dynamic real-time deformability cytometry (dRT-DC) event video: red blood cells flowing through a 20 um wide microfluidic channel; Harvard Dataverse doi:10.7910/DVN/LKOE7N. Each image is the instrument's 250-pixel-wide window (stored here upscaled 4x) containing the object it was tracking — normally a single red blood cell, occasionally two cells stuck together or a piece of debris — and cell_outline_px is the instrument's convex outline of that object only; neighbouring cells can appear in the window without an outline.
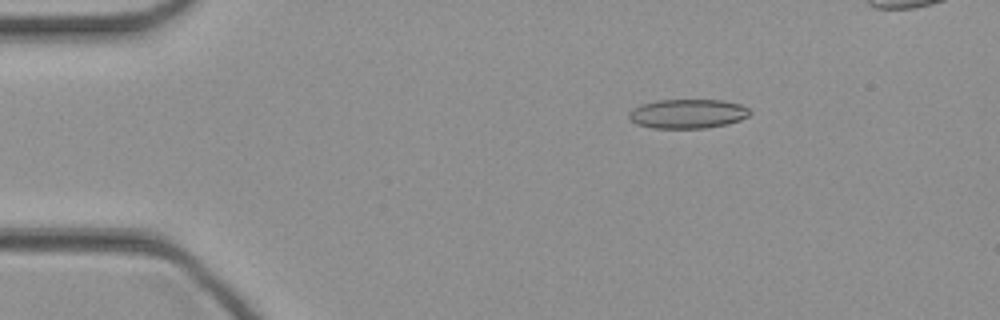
{"species": "common noctule bat (a hibernating species)", "species_latin": "Nyctalus noctula", "temperature_condition": "cold", "stored_images_in_passage": 43, "camera_frame_rate_fps": 3000, "um_per_image_px": 0.085, "animal": {"sex": "female", "body_mass_g": 21.9}, "frame": {"image": 1, "passage_image": 8, "time_ms": 2.333, "image_size_px": [1000, 320], "cell_outline_px": [[752, 112], [748, 116], [740, 120], [728, 124], [704, 128], [652, 128], [636, 124], [628, 116], [628, 112], [632, 108], [640, 104], [656, 100], [724, 100], [740, 104], [748, 108]], "centroid_in_image_um": [58.44, 9.66], "position_along_channel_um": 26.6, "area_um2": 20.81}}
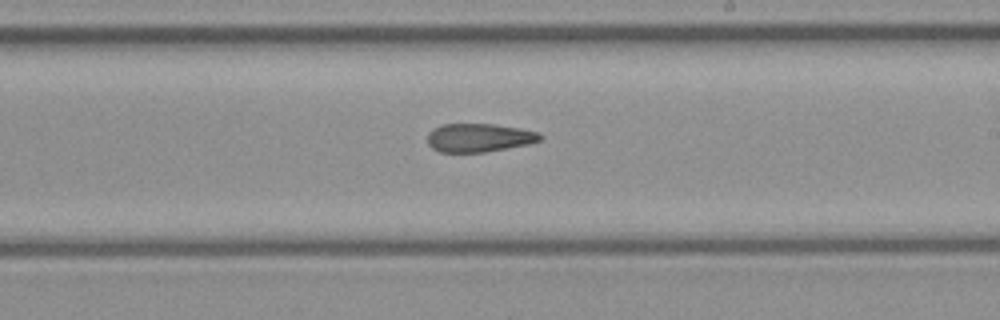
{"frame": {"image": 2, "passage_image": 27, "time_ms": 8.667, "image_size_px": [1000, 320], "cell_outline_px": [[544, 136], [540, 140], [528, 144], [484, 152], [440, 152], [432, 148], [428, 144], [428, 132], [432, 128], [440, 124], [492, 124], [520, 128], [540, 132]], "centroid_in_image_um": [40.71, 11.69], "position_along_channel_um": 248.3, "area_um2": 18.79}}
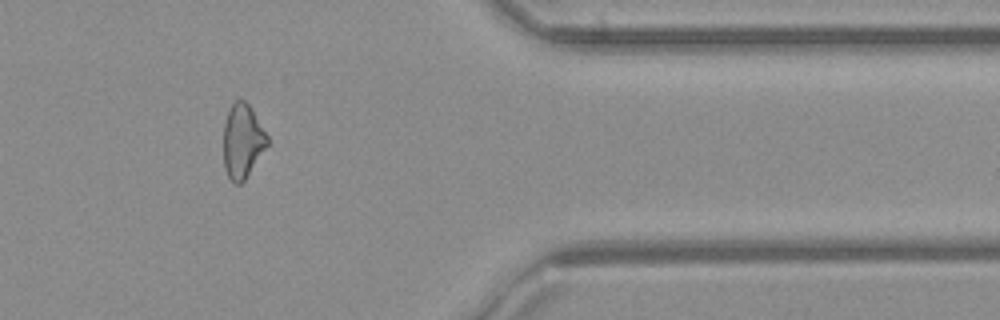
{"frame": {"image": 3, "passage_image": 38, "time_ms": 12.333, "image_size_px": [1000, 320], "cell_outline_px": [[268, 144], [244, 180], [240, 184], [236, 184], [228, 176], [224, 168], [224, 124], [228, 112], [232, 104], [236, 100], [244, 100], [252, 108], [268, 136]], "centroid_in_image_um": [20.61, 11.98], "position_along_channel_um": 390.8, "area_um2": 18.67}}